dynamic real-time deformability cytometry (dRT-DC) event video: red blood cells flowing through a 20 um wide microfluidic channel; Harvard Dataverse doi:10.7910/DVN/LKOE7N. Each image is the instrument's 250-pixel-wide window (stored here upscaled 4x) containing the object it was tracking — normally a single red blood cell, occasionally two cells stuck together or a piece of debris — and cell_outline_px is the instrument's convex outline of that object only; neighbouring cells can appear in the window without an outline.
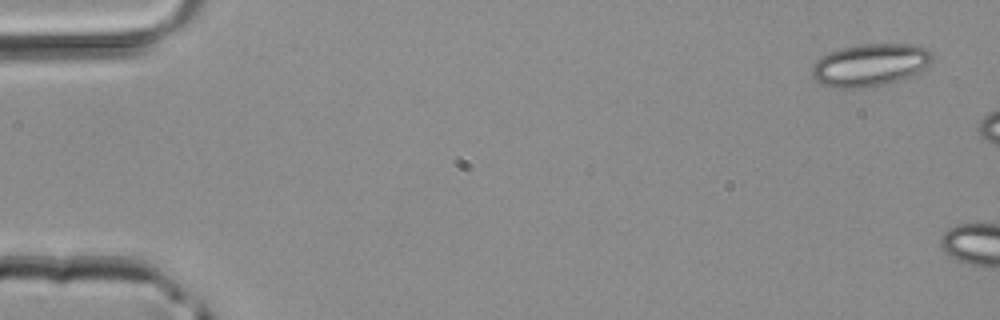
{"species": "common noctule bat (a hibernating species)", "species_latin": "Nyctalus noctula", "temperature_condition": "room temperature", "stored_images_in_passage": 2, "camera_frame_rate_fps": 3000, "um_per_image_px": 0.085, "animal": {"sex": "male", "body_mass_g": 20.4}, "frame": {"image": 1, "passage_image": 1, "time_ms": 0.0, "image_size_px": [1000, 320], "cell_outline_px": [[932, 60], [920, 72], [912, 76], [888, 84], [864, 88], [836, 88], [820, 84], [812, 76], [812, 64], [820, 56], [828, 52], [844, 48], [864, 44], [916, 44], [928, 48], [932, 52]], "centroid_in_image_um": [73.97, 5.53], "position_along_channel_um": 11.0, "area_um2": 30.17}}